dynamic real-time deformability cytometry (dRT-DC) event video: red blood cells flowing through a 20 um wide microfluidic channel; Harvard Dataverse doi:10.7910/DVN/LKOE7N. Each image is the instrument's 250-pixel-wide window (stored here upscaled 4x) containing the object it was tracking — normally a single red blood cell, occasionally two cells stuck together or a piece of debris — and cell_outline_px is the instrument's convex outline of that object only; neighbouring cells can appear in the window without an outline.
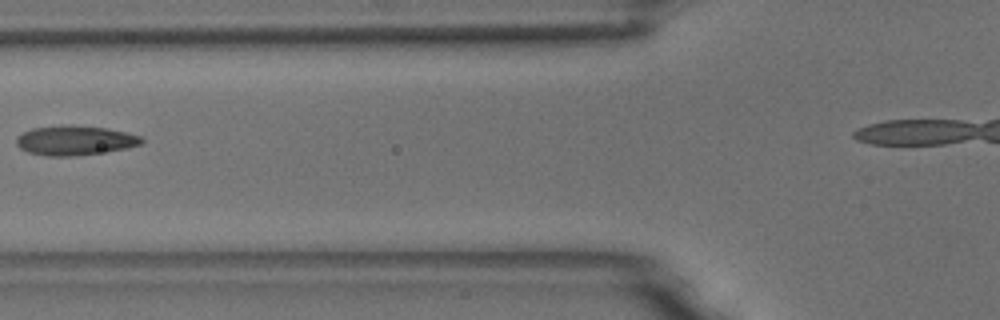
{"species": "common noctule bat (a hibernating species)", "species_latin": "Nyctalus noctula", "temperature_condition": "room temperature", "stored_images_in_passage": 10, "camera_frame_rate_fps": 3000, "um_per_image_px": 0.085, "animal": {"sex": "male", "body_mass_g": 18.8}, "frame": {"image": 1, "passage_image": 4, "time_ms": 1.0, "image_size_px": [1000, 320], "cell_outline_px": [[144, 140], [140, 144], [128, 148], [76, 156], [44, 156], [28, 152], [20, 148], [16, 144], [16, 140], [24, 132], [32, 128], [64, 124], [72, 124], [108, 128], [128, 132], [140, 136]], "centroid_in_image_um": [6.38, 11.92], "position_along_channel_um": 119.4, "area_um2": 21.79}}
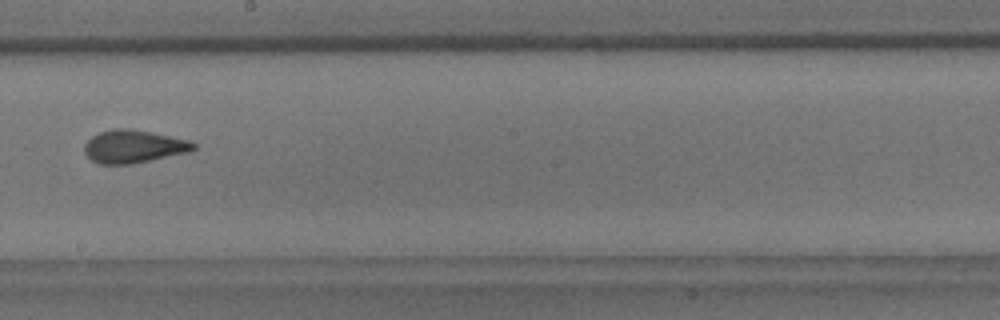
{"frame": {"image": 2, "passage_image": 7, "time_ms": 2.0, "image_size_px": [1000, 320], "cell_outline_px": [[196, 148], [188, 152], [132, 164], [100, 164], [92, 160], [84, 152], [84, 144], [92, 136], [100, 132], [112, 128], [132, 128], [188, 140], [196, 144]], "centroid_in_image_um": [11.33, 12.44], "position_along_channel_um": 236.9, "area_um2": 20.87}}